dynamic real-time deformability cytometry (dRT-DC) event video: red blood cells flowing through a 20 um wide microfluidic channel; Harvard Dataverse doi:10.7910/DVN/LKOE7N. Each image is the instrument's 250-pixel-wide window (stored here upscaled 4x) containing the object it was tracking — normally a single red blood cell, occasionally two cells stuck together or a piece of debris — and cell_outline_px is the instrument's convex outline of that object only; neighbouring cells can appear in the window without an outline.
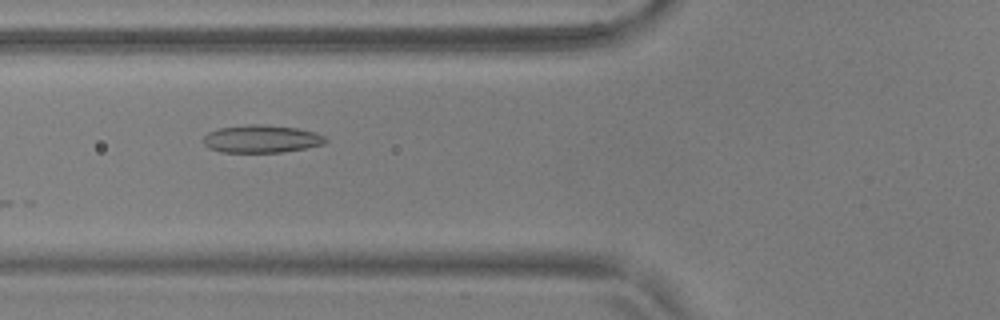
{"species": "common noctule bat (a hibernating species)", "species_latin": "Nyctalus noctula", "temperature_condition": "warm", "stored_images_in_passage": 40, "camera_frame_rate_fps": 3000, "um_per_image_px": 0.085, "animal": {"sex": "male", "body_mass_g": 17.9, "forearm_length_mm": 54.2}, "frame": {"image": 1, "passage_image": 6, "time_ms": 1.667, "image_size_px": [1000, 320], "cell_outline_px": [[328, 140], [324, 144], [304, 148], [280, 152], [220, 152], [208, 148], [204, 144], [204, 136], [208, 132], [220, 128], [248, 124], [260, 124], [296, 128], [316, 132], [324, 136]], "centroid_in_image_um": [22.21, 11.8], "position_along_channel_um": 103.6, "area_um2": 19.65}}
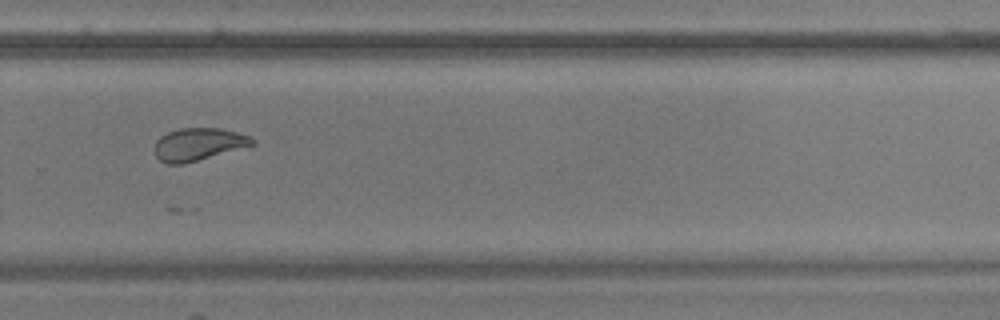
{"frame": {"image": 2, "passage_image": 23, "time_ms": 7.333, "image_size_px": [1000, 320], "cell_outline_px": [[256, 144], [184, 164], [168, 164], [160, 160], [156, 156], [152, 148], [156, 140], [160, 136], [168, 132], [180, 128], [220, 128], [236, 132], [248, 136], [256, 140]], "centroid_in_image_um": [16.82, 12.26], "position_along_channel_um": 313.0, "area_um2": 18.61}}
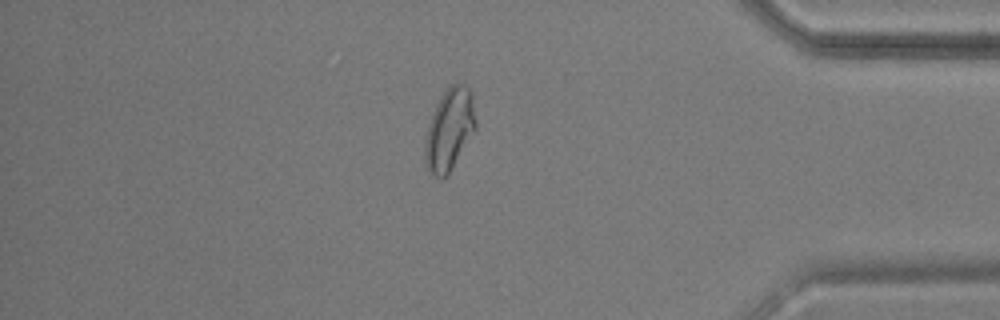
{"frame": {"image": 3, "passage_image": 32, "time_ms": 10.333, "image_size_px": [1000, 320], "cell_outline_px": [[476, 128], [448, 176], [440, 180], [432, 176], [428, 172], [424, 156], [424, 140], [428, 124], [436, 104], [444, 92], [456, 80], [460, 80], [472, 92], [476, 120]], "centroid_in_image_um": [38.19, 11.03], "position_along_channel_um": 397.0, "area_um2": 24.74}}